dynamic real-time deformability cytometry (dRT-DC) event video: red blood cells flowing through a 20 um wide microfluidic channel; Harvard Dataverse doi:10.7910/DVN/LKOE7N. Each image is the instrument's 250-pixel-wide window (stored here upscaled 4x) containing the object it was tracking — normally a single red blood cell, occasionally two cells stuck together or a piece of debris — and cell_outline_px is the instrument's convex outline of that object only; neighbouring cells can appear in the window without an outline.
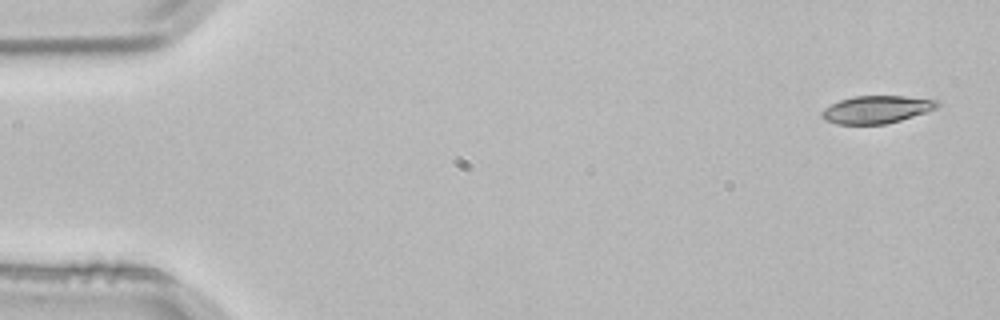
{"species": "common noctule bat (a hibernating species)", "species_latin": "Nyctalus noctula", "temperature_condition": "room temperature", "stored_images_in_passage": 3, "camera_frame_rate_fps": 3000, "um_per_image_px": 0.085, "animal": {"sex": "male", "body_mass_g": 21.5, "forearm_length_mm": 52.0}, "frame": {"image": 1, "passage_image": 1, "time_ms": 0.0, "image_size_px": [1000, 320], "cell_outline_px": [[940, 104], [936, 108], [928, 112], [900, 120], [884, 124], [836, 124], [824, 120], [820, 116], [820, 112], [824, 108], [840, 100], [852, 96], [904, 96], [936, 100]], "centroid_in_image_um": [74.47, 9.31], "position_along_channel_um": 10.5, "area_um2": 18.61}}
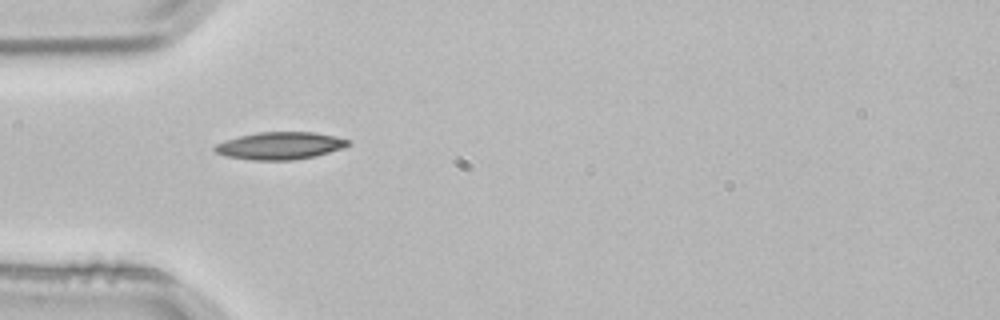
{"frame": {"image": 2, "passage_image": 3, "time_ms": 0.667, "image_size_px": [1000, 320], "cell_outline_px": [[348, 144], [344, 148], [316, 156], [292, 160], [252, 160], [224, 156], [216, 152], [212, 148], [216, 144], [240, 136], [256, 132], [316, 132], [348, 140]], "centroid_in_image_um": [23.78, 12.39], "position_along_channel_um": 61.2, "area_um2": 21.15}}